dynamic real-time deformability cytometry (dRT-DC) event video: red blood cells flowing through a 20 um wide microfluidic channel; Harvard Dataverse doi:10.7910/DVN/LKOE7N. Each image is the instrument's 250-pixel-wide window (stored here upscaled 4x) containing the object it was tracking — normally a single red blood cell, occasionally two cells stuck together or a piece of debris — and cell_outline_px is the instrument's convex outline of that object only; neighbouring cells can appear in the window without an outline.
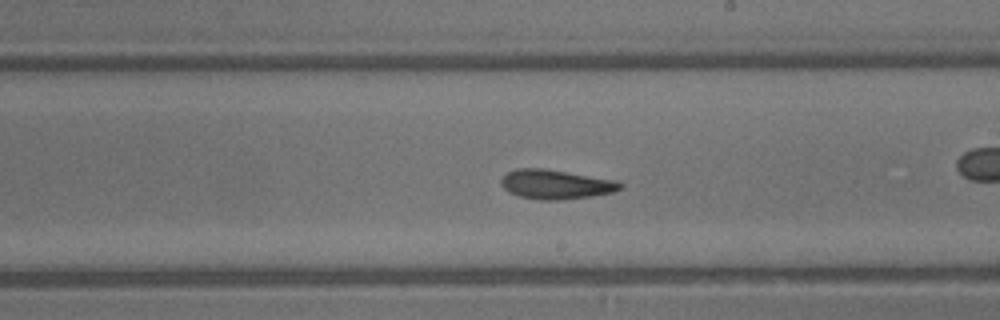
{"species": "common noctule bat (a hibernating species)", "species_latin": "Nyctalus noctula", "temperature_condition": "warm", "stored_images_in_passage": 40, "camera_frame_rate_fps": 3000, "um_per_image_px": 0.085, "animal": {"sex": "male", "body_mass_g": 13.3}, "frame": {"image": 1, "passage_image": 23, "time_ms": 7.333, "image_size_px": [1000, 320], "cell_outline_px": [[624, 184], [620, 188], [612, 192], [592, 196], [560, 200], [540, 200], [520, 196], [508, 192], [500, 184], [500, 180], [508, 172], [516, 168], [544, 168], [620, 180]], "centroid_in_image_um": [47.26, 15.66], "position_along_channel_um": 241.7, "area_um2": 20.58}}